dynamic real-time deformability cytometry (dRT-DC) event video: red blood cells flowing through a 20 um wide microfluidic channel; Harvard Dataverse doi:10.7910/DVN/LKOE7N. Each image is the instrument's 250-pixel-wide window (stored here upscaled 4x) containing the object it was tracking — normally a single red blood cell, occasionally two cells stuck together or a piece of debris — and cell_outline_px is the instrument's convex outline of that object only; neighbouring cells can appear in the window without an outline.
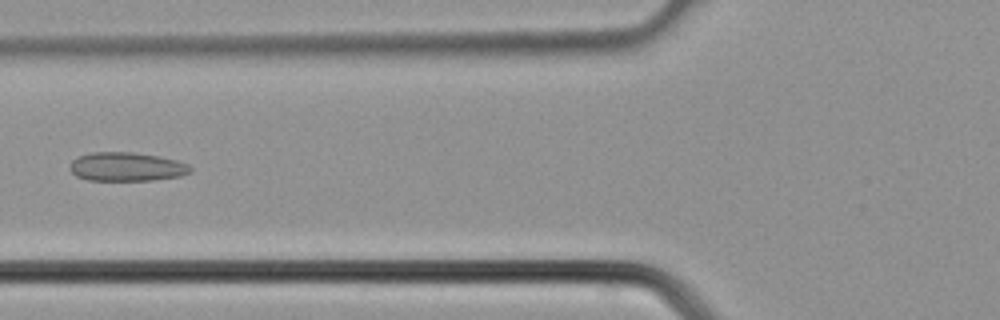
{"species": "common noctule bat (a hibernating species)", "species_latin": "Nyctalus noctula", "temperature_condition": "cold", "stored_images_in_passage": 32, "camera_frame_rate_fps": 3000, "um_per_image_px": 0.085, "animal": {"sex": "male", "body_mass_g": 21.5, "forearm_length_mm": 52.0}, "frame": {"image": 1, "passage_image": 9, "time_ms": 2.667, "image_size_px": [1000, 320], "cell_outline_px": [[192, 172], [180, 176], [152, 180], [88, 180], [76, 176], [68, 168], [72, 160], [76, 156], [92, 152], [132, 152], [160, 156], [176, 160], [188, 164], [192, 168]], "centroid_in_image_um": [10.74, 14.17], "position_along_channel_um": 115.1, "area_um2": 20.4}}
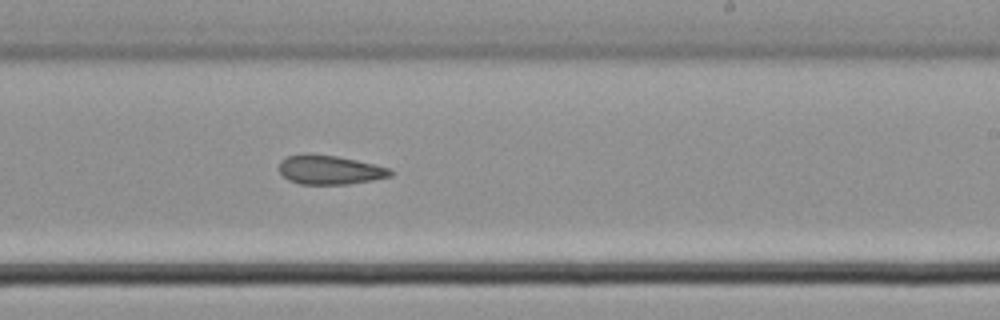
{"frame": {"image": 2, "passage_image": 17, "time_ms": 5.333, "image_size_px": [1000, 320], "cell_outline_px": [[392, 176], [372, 180], [348, 184], [300, 184], [288, 180], [280, 172], [280, 160], [288, 156], [304, 152], [308, 152], [336, 156], [356, 160], [388, 168], [392, 172]], "centroid_in_image_um": [27.98, 14.42], "position_along_channel_um": 261.0, "area_um2": 18.9}}
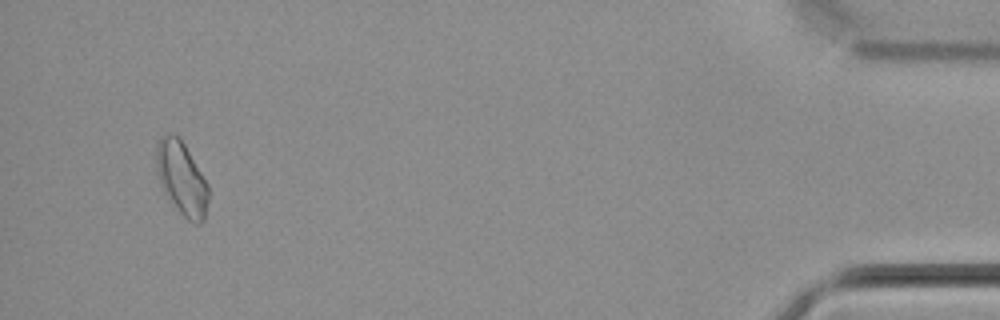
{"frame": {"image": 3, "passage_image": 30, "time_ms": 9.667, "image_size_px": [1000, 320], "cell_outline_px": [[208, 200], [204, 220], [200, 224], [196, 224], [188, 220], [180, 212], [168, 196], [160, 180], [156, 168], [156, 144], [160, 136], [172, 132], [180, 136], [208, 184]], "centroid_in_image_um": [15.45, 15.1], "position_along_channel_um": 419.8, "area_um2": 22.08}}